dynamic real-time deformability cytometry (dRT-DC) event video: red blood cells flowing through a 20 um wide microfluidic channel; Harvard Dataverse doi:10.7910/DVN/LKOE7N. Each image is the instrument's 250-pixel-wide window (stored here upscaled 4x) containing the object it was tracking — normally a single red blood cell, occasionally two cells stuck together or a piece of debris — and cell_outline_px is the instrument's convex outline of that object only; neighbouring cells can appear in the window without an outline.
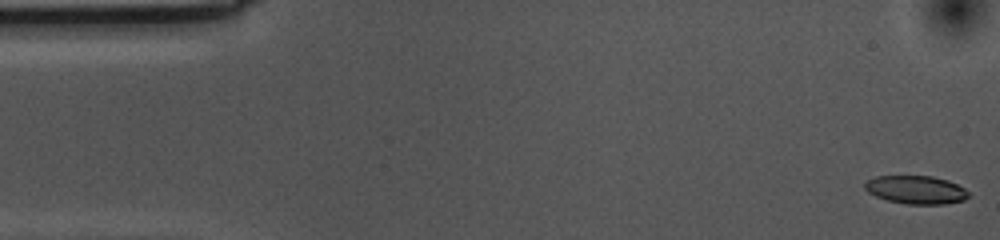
{"species": "common noctule bat (a hibernating species)", "species_latin": "Nyctalus noctula", "temperature_condition": "cold", "stored_images_in_passage": 55, "camera_frame_rate_fps": 3000, "um_per_image_px": 0.085, "animal": {"sex": "female", "body_mass_g": 10.0, "forearm_length_mm": 53.1}, "frame": {"image": 1, "passage_image": 1, "time_ms": 0.0, "image_size_px": [1000, 240], "cell_outline_px": [[968, 196], [964, 200], [944, 204], [908, 204], [888, 200], [876, 196], [868, 192], [864, 188], [864, 184], [868, 180], [876, 176], [932, 176], [948, 180], [964, 188], [968, 192]], "centroid_in_image_um": [77.85, 16.13], "position_along_channel_um": 7.1, "area_um2": 16.94}}
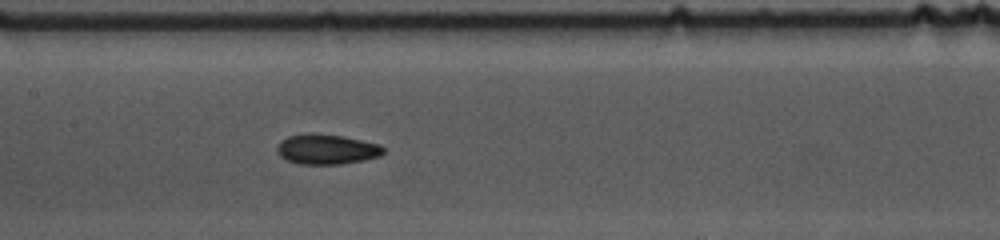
{"frame": {"image": 2, "passage_image": 25, "time_ms": 8.0, "image_size_px": [1000, 240], "cell_outline_px": [[384, 152], [380, 156], [364, 160], [340, 164], [300, 164], [284, 160], [276, 152], [276, 148], [280, 140], [288, 136], [312, 132], [344, 136], [380, 144], [384, 148]], "centroid_in_image_um": [27.73, 12.68], "position_along_channel_um": 179.7, "area_um2": 18.96}}
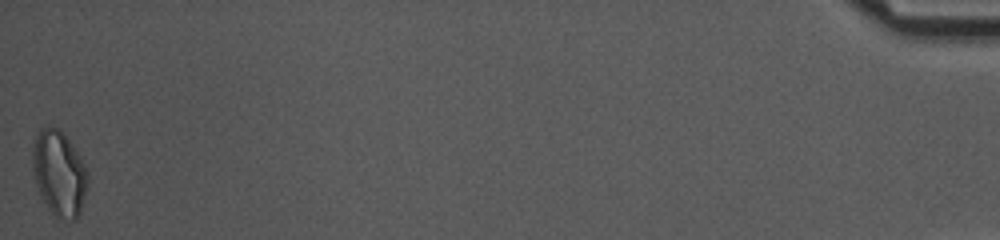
{"frame": {"image": 3, "passage_image": 55, "time_ms": 18.0, "image_size_px": [1000, 240], "cell_outline_px": [[88, 184], [80, 212], [76, 220], [60, 220], [52, 216], [48, 212], [40, 196], [36, 184], [32, 168], [32, 148], [36, 136], [40, 128], [48, 124], [52, 124], [64, 132], [84, 164], [88, 172]], "centroid_in_image_um": [5.0, 14.75], "position_along_channel_um": 430.2, "area_um2": 28.15}, "authors_computed_cell_mechanics": {"area_um2": 18.3804, "velocity_mm_per_s": 3.5512, "shape_relaxation_time_tau1_ms": 10.7821, "shape_relaxation_time_tau2_ms": 6.5608, "deformation_change_tau1": 0.186, "deformation_change_tau2": 0.122}}